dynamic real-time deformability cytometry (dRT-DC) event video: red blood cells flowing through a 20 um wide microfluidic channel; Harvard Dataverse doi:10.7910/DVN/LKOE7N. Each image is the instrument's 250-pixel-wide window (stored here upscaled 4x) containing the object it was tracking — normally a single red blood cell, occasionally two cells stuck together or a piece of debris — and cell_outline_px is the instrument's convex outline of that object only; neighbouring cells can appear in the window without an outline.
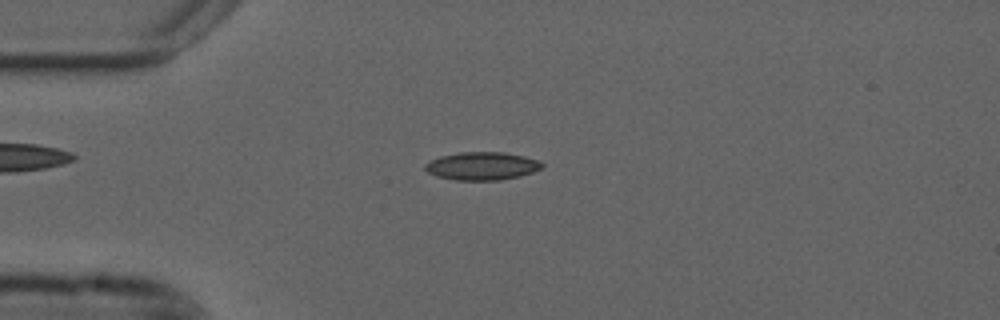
{"species": "common noctule bat (a hibernating species)", "species_latin": "Nyctalus noctula", "temperature_condition": "cold", "stored_images_in_passage": 54, "camera_frame_rate_fps": 3000, "um_per_image_px": 0.085, "animal": {"sex": "male", "forearm_length_mm": 52.5}, "frame": {"image": 1, "passage_image": 13, "time_ms": 4.0, "image_size_px": [1000, 320], "cell_outline_px": [[544, 168], [520, 176], [500, 180], [456, 180], [436, 176], [428, 172], [424, 168], [424, 164], [440, 156], [460, 152], [504, 152], [524, 156], [540, 160], [544, 164]], "centroid_in_image_um": [41.0, 14.11], "position_along_channel_um": 44.0, "area_um2": 19.19}}
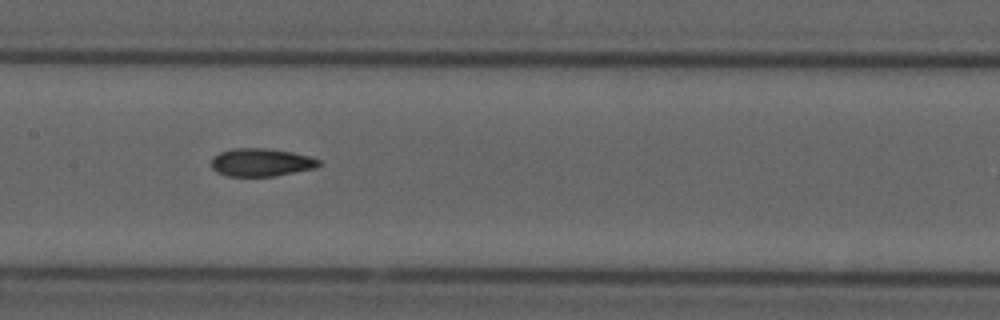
{"frame": {"image": 2, "passage_image": 26, "time_ms": 8.333, "image_size_px": [1000, 320], "cell_outline_px": [[320, 164], [316, 168], [276, 176], [228, 176], [216, 172], [212, 168], [212, 160], [220, 152], [236, 148], [264, 148], [292, 152], [308, 156], [320, 160]], "centroid_in_image_um": [22.22, 13.81], "position_along_channel_um": 185.2, "area_um2": 17.4}}
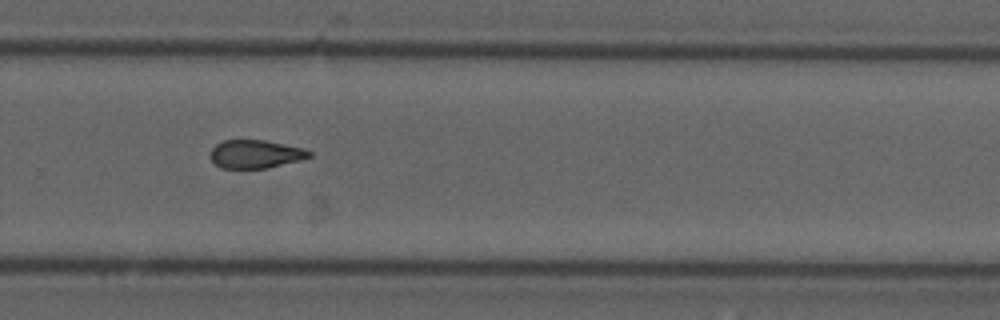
{"frame": {"image": 3, "passage_image": 36, "time_ms": 11.667, "image_size_px": [1000, 320], "cell_outline_px": [[312, 156], [300, 160], [268, 168], [220, 168], [208, 156], [212, 148], [216, 144], [224, 140], [264, 140], [304, 148], [312, 152]], "centroid_in_image_um": [21.71, 13.09], "position_along_channel_um": 308.1, "area_um2": 16.36}, "authors_computed_cell_mechanics": {"area_um2": 17.4556, "velocity_mm_per_s": 3.7053, "shape_relaxation_time_tau1_ms": null, "shape_relaxation_time_tau2_ms": 3.5075, "deformation_change_tau1": null, "deformation_change_tau2": 0.1055}}